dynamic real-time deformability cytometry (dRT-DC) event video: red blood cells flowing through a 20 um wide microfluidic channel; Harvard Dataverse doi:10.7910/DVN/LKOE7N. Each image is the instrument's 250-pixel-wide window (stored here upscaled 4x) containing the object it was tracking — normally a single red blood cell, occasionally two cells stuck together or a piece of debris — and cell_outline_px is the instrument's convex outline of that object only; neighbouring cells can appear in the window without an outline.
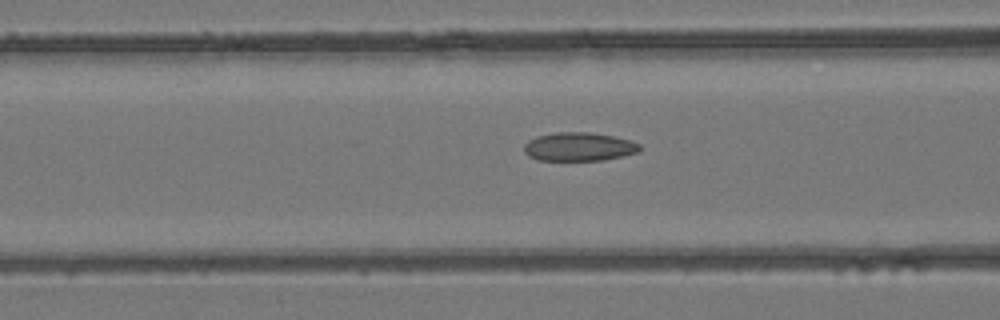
{"species": "common noctule bat (a hibernating species)", "species_latin": "Nyctalus noctula", "temperature_condition": "room temperature", "stored_images_in_passage": 21, "camera_frame_rate_fps": 3000, "um_per_image_px": 0.085, "animal": {"sex": "female", "body_mass_g": 24.6, "forearm_length_mm": 56.2}, "frame": {"image": 1, "passage_image": 20, "time_ms": 6.333, "image_size_px": [1000, 320], "cell_outline_px": [[640, 152], [604, 160], [536, 160], [528, 156], [524, 152], [524, 144], [528, 140], [536, 136], [556, 132], [588, 132], [612, 136], [628, 140], [640, 144]], "centroid_in_image_um": [49.17, 12.47], "position_along_channel_um": 117.4, "area_um2": 19.31}}